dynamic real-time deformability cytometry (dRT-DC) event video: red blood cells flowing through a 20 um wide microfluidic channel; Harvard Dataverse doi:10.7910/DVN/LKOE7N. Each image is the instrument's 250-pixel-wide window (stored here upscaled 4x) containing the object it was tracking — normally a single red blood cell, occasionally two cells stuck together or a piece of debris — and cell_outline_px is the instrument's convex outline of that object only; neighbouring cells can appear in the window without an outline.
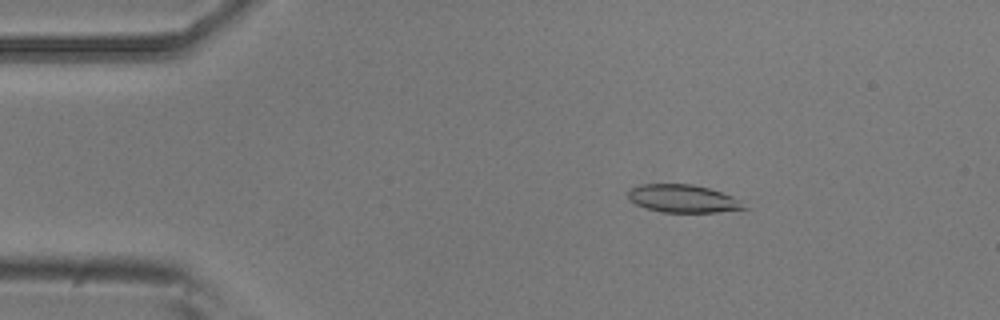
{"species": "common noctule bat (a hibernating species)", "species_latin": "Nyctalus noctula", "temperature_condition": "room temperature", "stored_images_in_passage": 6, "camera_frame_rate_fps": 3000, "um_per_image_px": 0.085, "animal": {"sex": "male", "body_mass_g": 20.5, "forearm_length_mm": 52.5}, "frame": {"image": 1, "passage_image": 3, "time_ms": 0.667, "image_size_px": [1000, 320], "cell_outline_px": [[748, 208], [716, 212], [664, 212], [648, 208], [636, 204], [628, 196], [628, 192], [632, 188], [640, 184], [692, 184], [708, 188], [732, 196], [740, 200]], "centroid_in_image_um": [58.07, 16.88], "position_along_channel_um": 26.9, "area_um2": 18.5}}
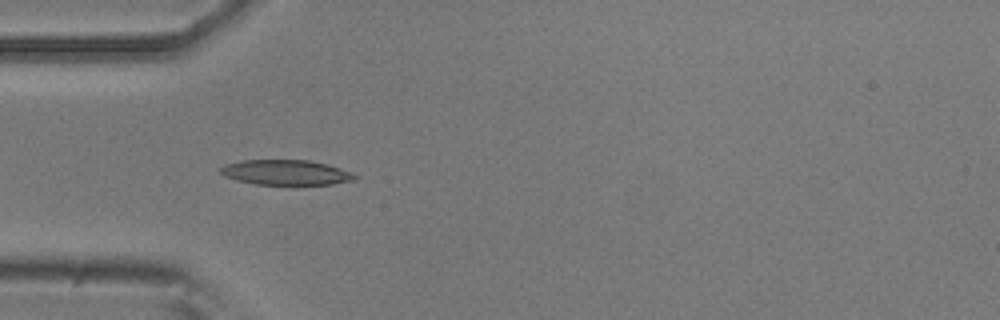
{"frame": {"image": 2, "passage_image": 5, "time_ms": 1.333, "image_size_px": [1000, 320], "cell_outline_px": [[360, 176], [356, 180], [332, 184], [256, 184], [236, 180], [224, 176], [220, 172], [220, 168], [224, 164], [240, 160], [308, 160], [328, 164], [340, 168]], "centroid_in_image_um": [24.31, 14.65], "position_along_channel_um": 60.7, "area_um2": 19.71}}
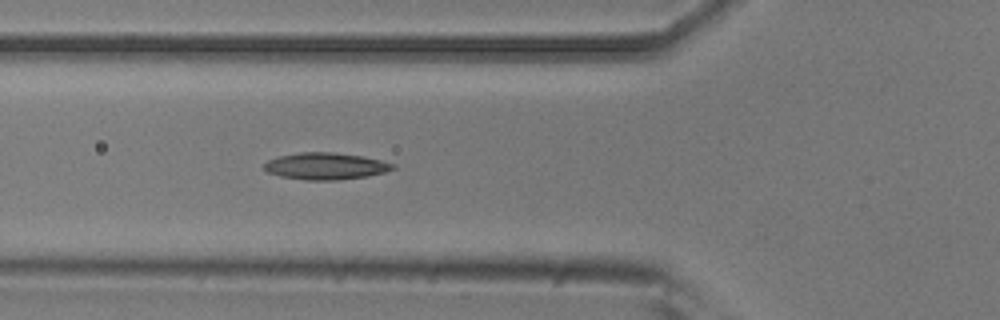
{"frame": {"image": 3, "passage_image": 6, "time_ms": 1.667, "image_size_px": [1000, 320], "cell_outline_px": [[396, 168], [384, 172], [368, 176], [336, 180], [304, 180], [280, 176], [268, 172], [264, 168], [264, 164], [268, 160], [280, 156], [300, 152], [332, 152], [364, 156], [396, 164]], "centroid_in_image_um": [27.7, 14.12], "position_along_channel_um": 98.1, "area_um2": 20.11}}